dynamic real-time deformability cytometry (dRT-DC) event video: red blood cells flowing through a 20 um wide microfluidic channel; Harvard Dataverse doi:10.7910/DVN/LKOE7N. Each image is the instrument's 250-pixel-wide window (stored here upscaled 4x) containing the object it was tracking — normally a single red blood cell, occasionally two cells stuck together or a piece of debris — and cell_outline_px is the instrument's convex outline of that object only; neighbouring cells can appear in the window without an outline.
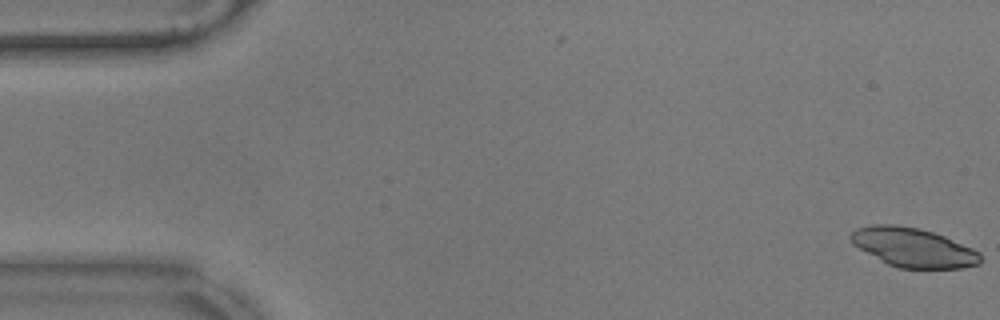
{"species": "common noctule bat (a hibernating species)", "species_latin": "Nyctalus noctula", "temperature_condition": "warm", "stored_images_in_passage": 2, "camera_frame_rate_fps": 3000, "um_per_image_px": 0.085, "animal": {"sex": "male", "body_mass_g": 17.9}, "frame": {"image": 1, "passage_image": 2, "time_ms": 0.333, "image_size_px": [1000, 320], "cell_outline_px": [[980, 264], [960, 268], [900, 268], [888, 264], [852, 244], [848, 236], [856, 228], [872, 224], [896, 224], [920, 228], [944, 236], [972, 248], [980, 252]], "centroid_in_image_um": [77.6, 21.02], "position_along_channel_um": 7.4, "area_um2": 29.48}}